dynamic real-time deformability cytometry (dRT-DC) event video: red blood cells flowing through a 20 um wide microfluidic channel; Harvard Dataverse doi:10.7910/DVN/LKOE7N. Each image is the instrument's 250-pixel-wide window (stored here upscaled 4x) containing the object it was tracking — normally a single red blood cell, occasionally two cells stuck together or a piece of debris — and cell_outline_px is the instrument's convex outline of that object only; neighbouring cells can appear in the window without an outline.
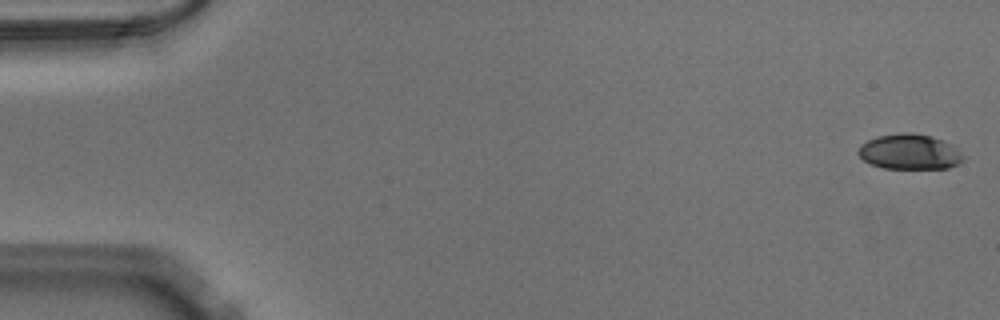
{"species": "Egyptian fruit bat (a non-hibernating species)", "species_latin": "Rousettus aegyptiacus", "temperature_condition": "warm", "stored_images_in_passage": 51, "camera_frame_rate_fps": 3000, "um_per_image_px": 0.085, "animal": {"sex": "male"}, "frame": {"image": 1, "passage_image": 1, "time_ms": 0.0, "image_size_px": [1000, 320], "cell_outline_px": [[964, 160], [948, 168], [884, 168], [872, 164], [864, 160], [856, 152], [860, 144], [876, 136], [900, 132], [912, 132], [932, 136], [944, 140], [952, 144], [964, 156]], "centroid_in_image_um": [77.31, 12.88], "position_along_channel_um": 7.7, "area_um2": 21.73}}
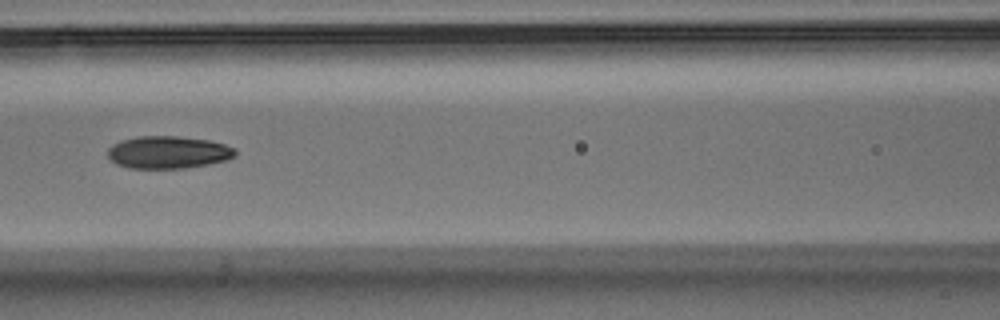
{"frame": {"image": 2, "passage_image": 23, "time_ms": 7.333, "image_size_px": [1000, 320], "cell_outline_px": [[236, 156], [228, 160], [208, 164], [184, 168], [128, 168], [116, 164], [108, 156], [108, 148], [112, 144], [120, 140], [136, 136], [176, 136], [208, 140], [224, 144], [236, 148]], "centroid_in_image_um": [14.29, 12.94], "position_along_channel_um": 152.3, "area_um2": 24.28}}
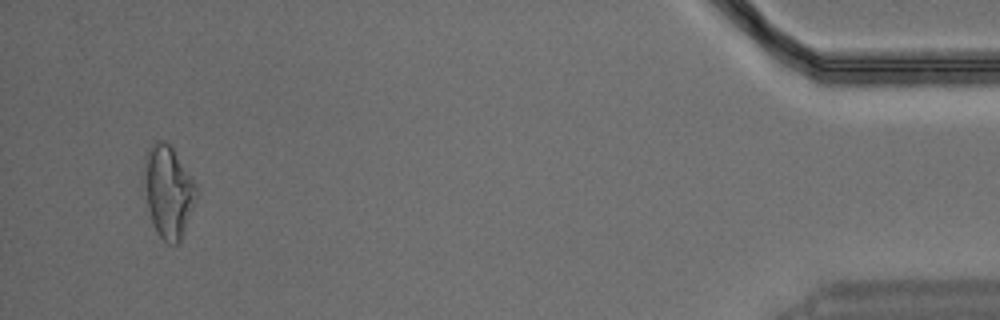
{"frame": {"image": 3, "passage_image": 49, "time_ms": 16.0, "image_size_px": [1000, 320], "cell_outline_px": [[196, 192], [180, 244], [168, 244], [156, 232], [144, 208], [140, 184], [140, 172], [144, 156], [148, 148], [156, 140], [164, 140], [172, 148], [196, 184]], "centroid_in_image_um": [14.15, 16.27], "position_along_channel_um": 421.0, "area_um2": 29.07}}